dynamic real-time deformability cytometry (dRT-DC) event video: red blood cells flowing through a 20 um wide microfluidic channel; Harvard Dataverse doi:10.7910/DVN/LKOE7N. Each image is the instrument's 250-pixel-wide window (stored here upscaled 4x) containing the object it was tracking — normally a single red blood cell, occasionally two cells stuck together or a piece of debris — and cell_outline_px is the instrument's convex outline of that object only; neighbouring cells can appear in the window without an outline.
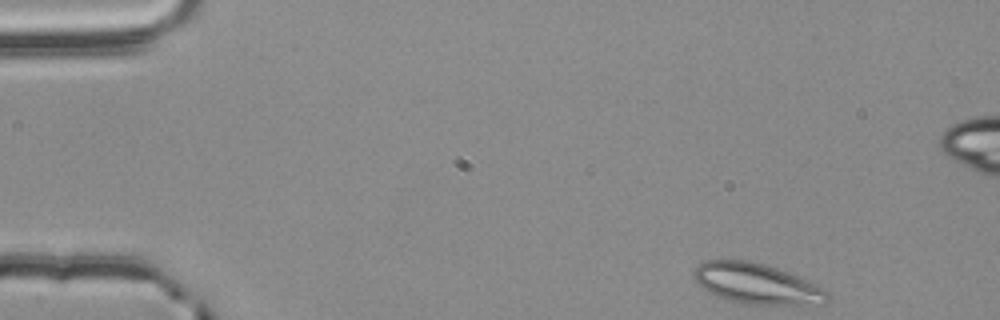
{"species": "common noctule bat (a hibernating species)", "species_latin": "Nyctalus noctula", "temperature_condition": "room temperature", "stored_images_in_passage": 51, "camera_frame_rate_fps": 3000, "um_per_image_px": 0.085, "animal": {"sex": "male", "body_mass_g": 20.4}, "frame": {"image": 1, "passage_image": 1, "time_ms": 0.0, "image_size_px": [1000, 320], "cell_outline_px": [[832, 292], [828, 300], [824, 304], [748, 304], [728, 300], [716, 296], [704, 288], [692, 276], [692, 272], [704, 260], [748, 260], [764, 264], [776, 268], [808, 280]], "centroid_in_image_um": [64.36, 24.11], "position_along_channel_um": 20.6, "area_um2": 31.44}}
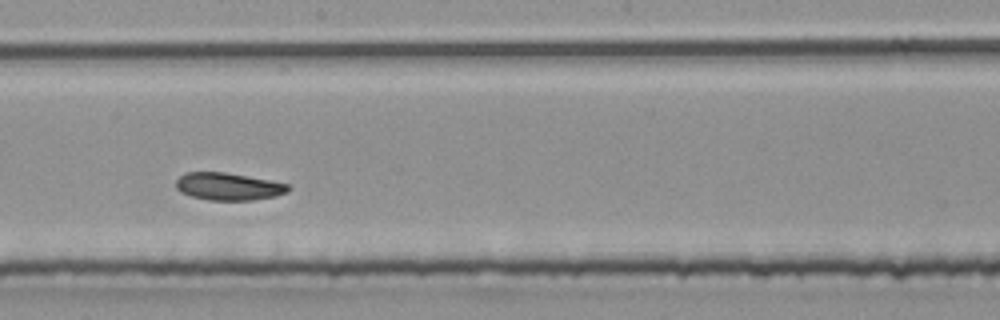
{"frame": {"image": 2, "passage_image": 26, "time_ms": 8.333, "image_size_px": [1000, 320], "cell_outline_px": [[292, 188], [288, 192], [276, 196], [252, 200], [208, 200], [192, 196], [180, 192], [176, 188], [176, 180], [184, 172], [224, 172], [268, 180], [288, 184]], "centroid_in_image_um": [19.4, 15.85], "position_along_channel_um": 228.8, "area_um2": 17.92}}
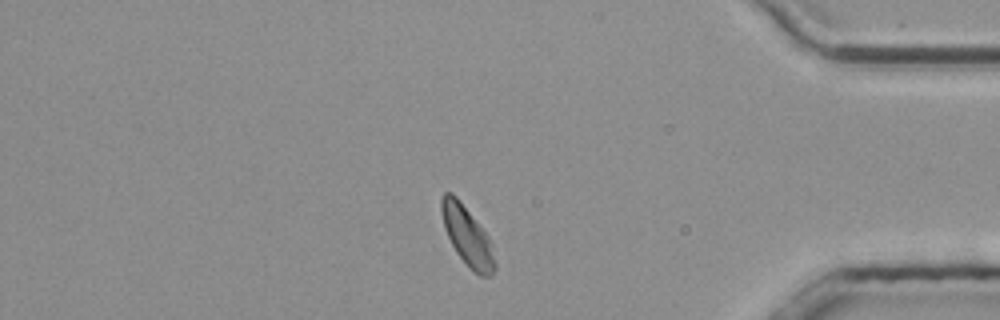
{"frame": {"image": 3, "passage_image": 42, "time_ms": 13.667, "image_size_px": [1000, 320], "cell_outline_px": [[496, 268], [492, 276], [480, 276], [472, 272], [468, 268], [456, 252], [444, 228], [440, 212], [440, 196], [444, 192], [452, 192], [456, 196], [488, 236], [492, 244], [496, 264]], "centroid_in_image_um": [39.71, 20.08], "position_along_channel_um": 395.5, "area_um2": 18.61}, "authors_computed_cell_mechanics": {"area_um2": 18.6694, "velocity_mm_per_s": 3.7255, "shape_relaxation_time_tau1_ms": 2.9639, "shape_relaxation_time_tau2_ms": 5.2441, "deformation_change_tau1": 0.1053, "deformation_change_tau2": 0.1015}}